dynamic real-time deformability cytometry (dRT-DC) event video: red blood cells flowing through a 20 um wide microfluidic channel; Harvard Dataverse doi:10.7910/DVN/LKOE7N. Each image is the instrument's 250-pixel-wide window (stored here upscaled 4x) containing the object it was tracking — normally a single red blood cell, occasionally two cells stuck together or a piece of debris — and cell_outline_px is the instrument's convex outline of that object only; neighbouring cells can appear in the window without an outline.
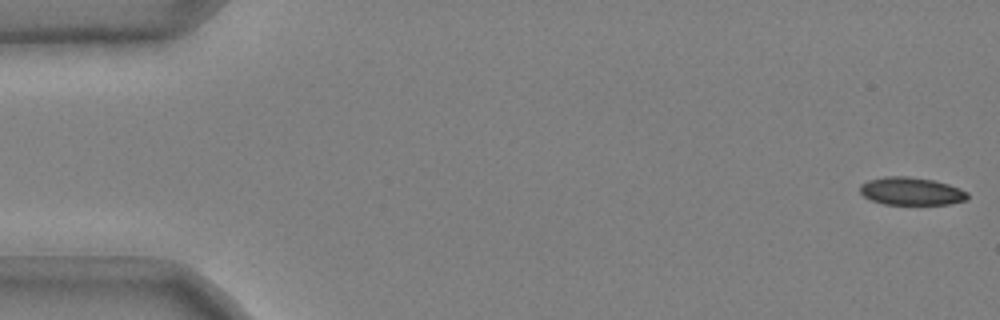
{"species": "common noctule bat (a hibernating species)", "species_latin": "Nyctalus noctula", "temperature_condition": "cold", "stored_images_in_passage": 52, "camera_frame_rate_fps": 3000, "um_per_image_px": 0.085, "animal": {"sex": "male", "body_mass_g": 20.4}, "frame": {"image": 1, "passage_image": 1, "time_ms": 0.0, "image_size_px": [1000, 320], "cell_outline_px": [[968, 200], [948, 204], [884, 204], [872, 200], [864, 196], [860, 192], [860, 184], [868, 180], [884, 176], [908, 176], [936, 180], [960, 188], [968, 192]], "centroid_in_image_um": [77.47, 16.24], "position_along_channel_um": 7.5, "area_um2": 17.57}}
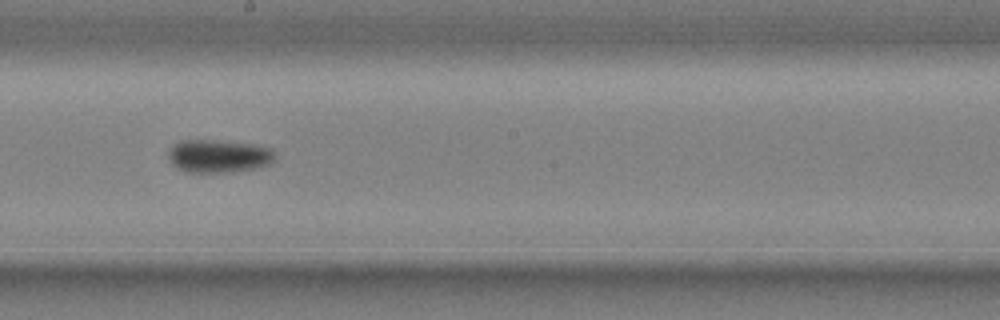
{"frame": {"image": 2, "passage_image": 30, "time_ms": 9.667, "image_size_px": [1000, 320], "cell_outline_px": [[276, 160], [268, 164], [256, 168], [232, 172], [188, 172], [176, 168], [172, 164], [168, 156], [168, 152], [180, 140], [216, 140], [256, 144], [272, 148], [276, 152]], "centroid_in_image_um": [18.64, 13.26], "position_along_channel_um": 229.6, "area_um2": 20.75}}
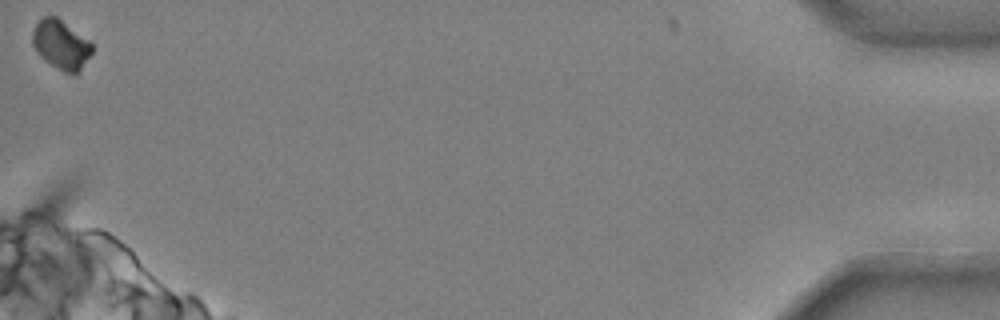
{"frame": {"image": 3, "passage_image": 52, "time_ms": 17.0, "image_size_px": [1000, 320], "cell_outline_px": [[92, 52], [80, 68], [72, 76], [64, 72], [44, 60], [36, 52], [32, 44], [32, 32], [36, 24], [44, 16], [56, 16], [88, 40], [92, 44]], "centroid_in_image_um": [5.15, 3.8], "position_along_channel_um": 430.1, "area_um2": 16.76}, "authors_computed_cell_mechanics": {"area_um2": 19.1318, "velocity_mm_per_s": 3.7068, "shape_relaxation_time_tau1_ms": 3.5529, "shape_relaxation_time_tau2_ms": null, "deformation_change_tau1": 0.0972, "deformation_change_tau2": null}}